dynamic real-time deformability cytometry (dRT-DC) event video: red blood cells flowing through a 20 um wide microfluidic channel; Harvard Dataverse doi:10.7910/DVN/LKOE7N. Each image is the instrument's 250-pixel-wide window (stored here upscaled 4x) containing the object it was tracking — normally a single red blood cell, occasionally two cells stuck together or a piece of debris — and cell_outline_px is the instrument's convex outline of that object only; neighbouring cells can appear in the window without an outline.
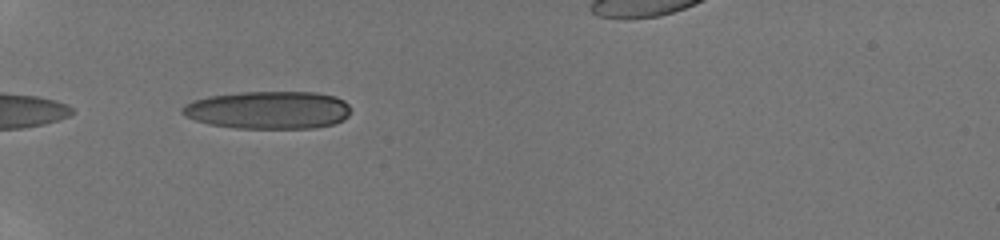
{"species": "human", "species_latin": "Homo sapiens", "temperature_condition": "room temperature", "stored_images_in_passage": 5, "camera_frame_rate_fps": 3000, "um_per_image_px": 0.085, "donor": {"sex": "male"}, "frame": {"image": 1, "passage_image": 1, "time_ms": 0.0, "image_size_px": [1000, 240], "cell_outline_px": [[352, 108], [348, 116], [344, 120], [332, 124], [316, 128], [236, 128], [208, 124], [184, 116], [180, 112], [180, 108], [184, 104], [192, 100], [208, 96], [244, 92], [316, 92], [336, 96], [344, 100]], "centroid_in_image_um": [22.81, 9.35], "position_along_channel_um": 62.2, "area_um2": 37.51}}
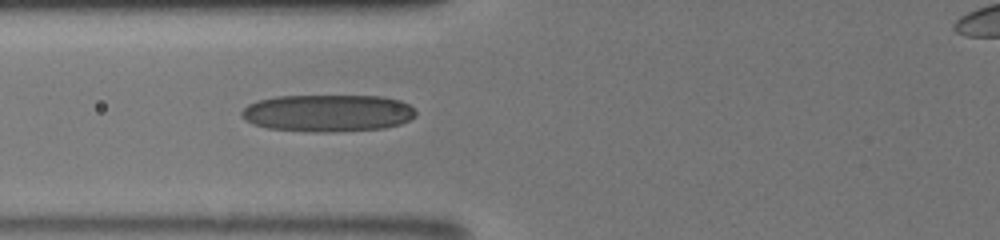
{"frame": {"image": 2, "passage_image": 4, "time_ms": 1.333, "image_size_px": [1000, 240], "cell_outline_px": [[416, 116], [400, 124], [384, 128], [332, 132], [316, 132], [268, 128], [244, 120], [240, 116], [240, 112], [248, 104], [260, 100], [276, 96], [384, 96], [400, 100], [408, 104], [416, 112]], "centroid_in_image_um": [27.86, 9.61], "position_along_channel_um": 97.9, "area_um2": 37.74}}